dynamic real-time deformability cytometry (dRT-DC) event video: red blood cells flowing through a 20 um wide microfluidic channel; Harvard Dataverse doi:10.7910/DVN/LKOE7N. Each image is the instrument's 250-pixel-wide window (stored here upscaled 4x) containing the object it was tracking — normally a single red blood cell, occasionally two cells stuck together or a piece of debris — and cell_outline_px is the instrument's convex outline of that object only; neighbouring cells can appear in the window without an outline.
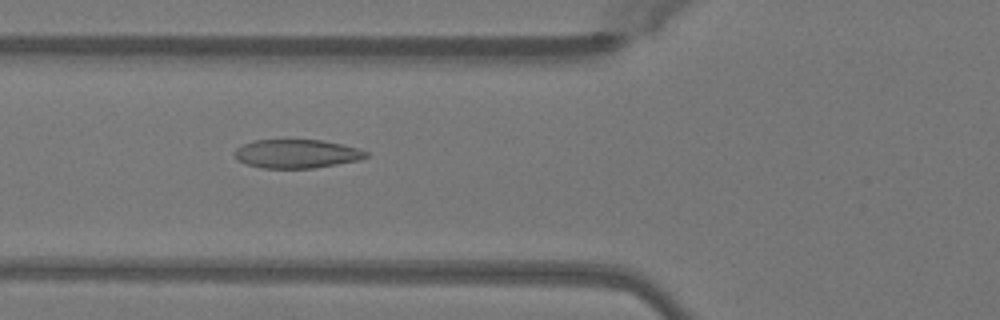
{"species": "Egyptian fruit bat (a non-hibernating species)", "species_latin": "Rousettus aegyptiacus", "temperature_condition": "warm", "stored_images_in_passage": 49, "camera_frame_rate_fps": 3000, "um_per_image_px": 0.085, "animal": {"sex": "female"}, "frame": {"image": 1, "passage_image": 19, "time_ms": 6.0, "image_size_px": [1000, 320], "cell_outline_px": [[368, 156], [360, 160], [312, 168], [260, 168], [244, 164], [236, 160], [232, 152], [236, 148], [252, 140], [324, 140], [356, 148], [368, 152]], "centroid_in_image_um": [25.14, 13.07], "position_along_channel_um": 100.7, "area_um2": 22.08}}
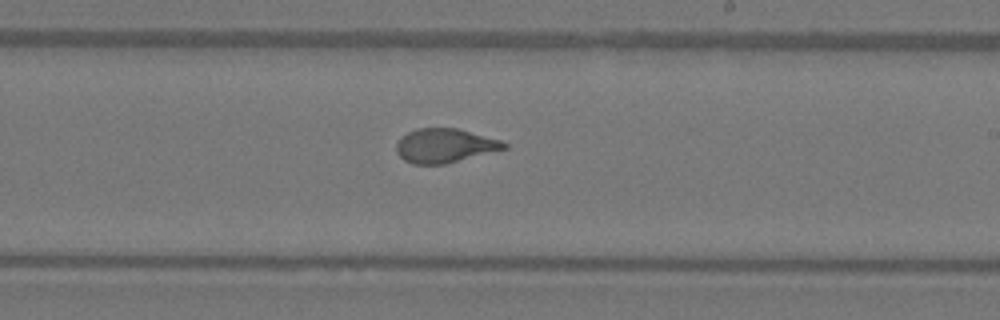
{"frame": {"image": 2, "passage_image": 30, "time_ms": 9.667, "image_size_px": [1000, 320], "cell_outline_px": [[508, 148], [444, 164], [412, 164], [404, 160], [396, 152], [396, 144], [408, 132], [416, 128], [456, 128], [500, 140], [508, 144]], "centroid_in_image_um": [37.8, 12.38], "position_along_channel_um": 251.2, "area_um2": 21.15}}
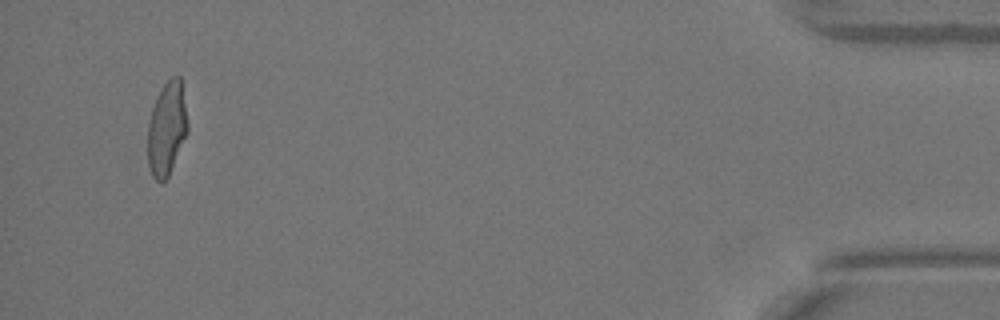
{"frame": {"image": 3, "passage_image": 48, "time_ms": 15.667, "image_size_px": [1000, 320], "cell_outline_px": [[188, 132], [168, 176], [160, 184], [152, 176], [148, 168], [148, 124], [152, 108], [164, 84], [172, 76], [180, 76], [188, 124]], "centroid_in_image_um": [14.17, 10.97], "position_along_channel_um": 421.0, "area_um2": 21.56}}